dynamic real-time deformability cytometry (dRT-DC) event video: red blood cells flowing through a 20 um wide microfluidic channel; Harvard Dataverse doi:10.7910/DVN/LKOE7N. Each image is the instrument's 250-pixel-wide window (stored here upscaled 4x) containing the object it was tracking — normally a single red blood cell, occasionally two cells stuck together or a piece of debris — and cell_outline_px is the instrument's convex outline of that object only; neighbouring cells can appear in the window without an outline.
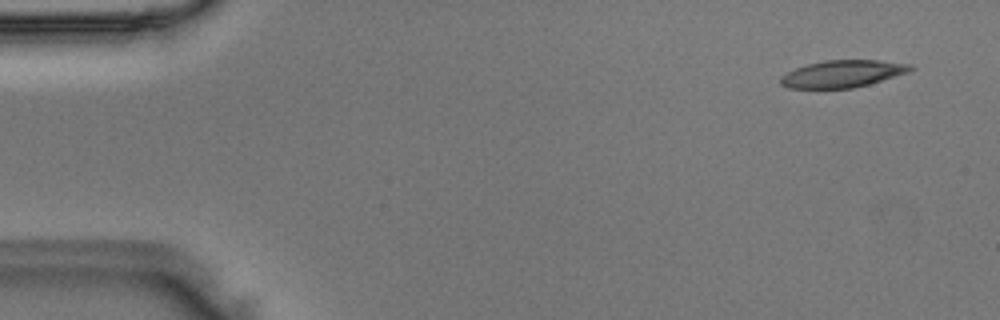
{"species": "Egyptian fruit bat (a non-hibernating species)", "species_latin": "Rousettus aegyptiacus", "temperature_condition": "room temperature", "stored_images_in_passage": 47, "camera_frame_rate_fps": 3000, "um_per_image_px": 0.085, "animal": {"sex": "male"}, "frame": {"image": 1, "passage_image": 1, "time_ms": 0.0, "image_size_px": [1000, 320], "cell_outline_px": [[916, 68], [908, 72], [868, 84], [852, 88], [788, 88], [780, 84], [780, 76], [796, 68], [808, 64], [824, 60], [880, 60], [912, 64]], "centroid_in_image_um": [71.63, 6.26], "position_along_channel_um": 13.4, "area_um2": 20.46}}
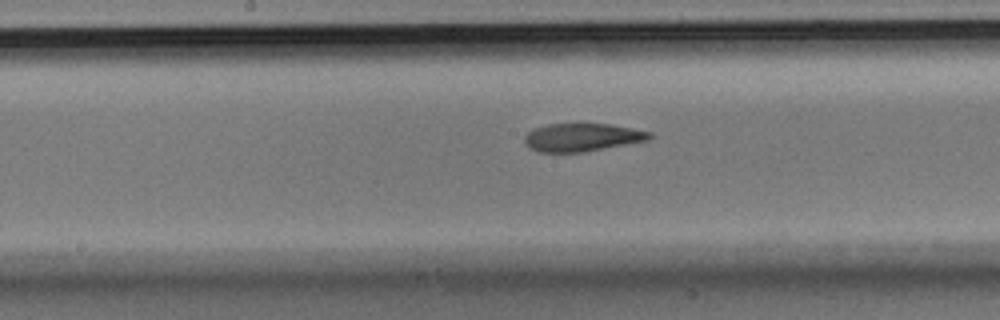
{"frame": {"image": 2, "passage_image": 23, "time_ms": 7.333, "image_size_px": [1000, 320], "cell_outline_px": [[652, 136], [648, 140], [580, 152], [540, 152], [532, 148], [524, 140], [524, 136], [532, 128], [548, 124], [608, 124], [652, 132]], "centroid_in_image_um": [49.45, 11.66], "position_along_channel_um": 198.7, "area_um2": 20.0}}
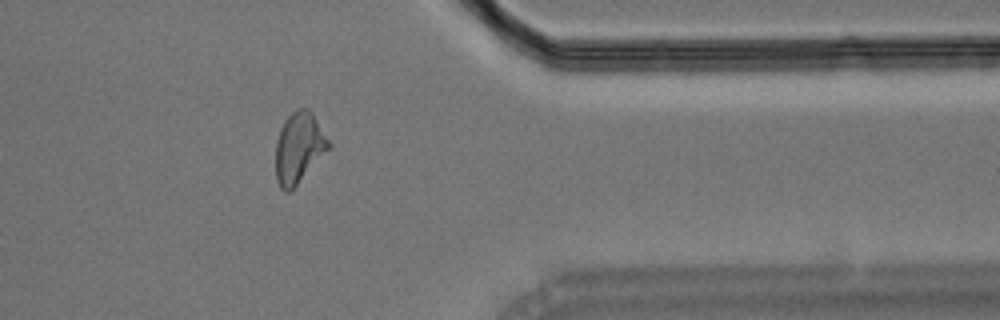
{"frame": {"image": 3, "passage_image": 38, "time_ms": 12.333, "image_size_px": [1000, 320], "cell_outline_px": [[332, 148], [288, 192], [284, 192], [280, 188], [276, 180], [276, 140], [280, 128], [284, 120], [296, 108], [308, 108], [312, 112], [332, 144]], "centroid_in_image_um": [25.42, 12.53], "position_along_channel_um": 386.0, "area_um2": 22.02}}